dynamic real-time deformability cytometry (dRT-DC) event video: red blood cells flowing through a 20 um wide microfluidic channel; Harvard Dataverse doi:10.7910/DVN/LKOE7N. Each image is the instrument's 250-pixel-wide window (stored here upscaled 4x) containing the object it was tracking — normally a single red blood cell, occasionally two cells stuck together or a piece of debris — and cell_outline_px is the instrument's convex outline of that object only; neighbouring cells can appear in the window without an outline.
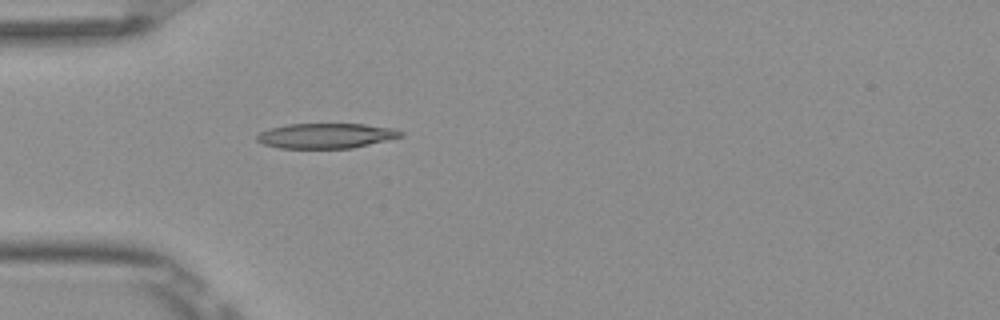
{"species": "Egyptian fruit bat (a non-hibernating species)", "species_latin": "Rousettus aegyptiacus", "temperature_condition": "room temperature", "stored_images_in_passage": 4, "camera_frame_rate_fps": 3000, "um_per_image_px": 0.085, "frame": {"image": 1, "passage_image": 4, "time_ms": 1.0, "image_size_px": [1000, 320], "cell_outline_px": [[404, 136], [388, 140], [352, 148], [280, 148], [264, 144], [256, 140], [256, 136], [260, 132], [268, 128], [288, 124], [364, 124], [396, 128], [404, 132]], "centroid_in_image_um": [27.74, 11.53], "position_along_channel_um": 57.3, "area_um2": 21.15}}